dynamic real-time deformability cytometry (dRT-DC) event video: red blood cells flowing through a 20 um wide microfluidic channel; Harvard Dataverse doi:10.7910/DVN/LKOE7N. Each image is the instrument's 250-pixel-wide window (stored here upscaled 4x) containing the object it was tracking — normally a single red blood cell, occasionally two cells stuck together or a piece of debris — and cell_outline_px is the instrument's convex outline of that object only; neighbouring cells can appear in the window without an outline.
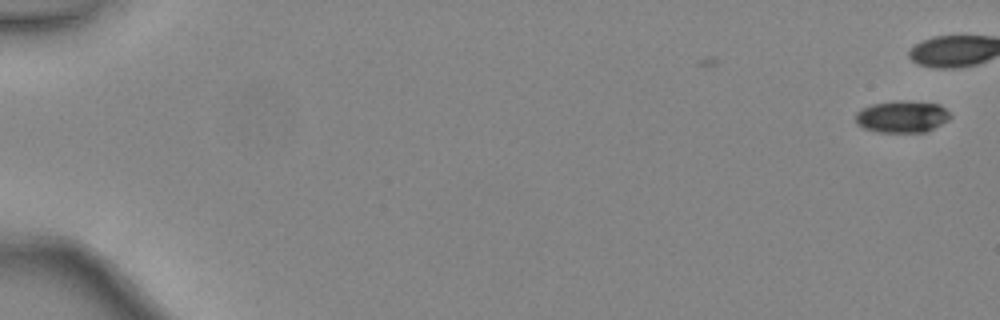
{"species": "common noctule bat (a hibernating species)", "species_latin": "Nyctalus noctula", "temperature_condition": "warm", "stored_images_in_passage": 12, "camera_frame_rate_fps": 3000, "um_per_image_px": 0.085, "animal": {"sex": "female", "body_mass_g": 24.6, "forearm_length_mm": 56.2}, "frame": {"image": 1, "passage_image": 1, "time_ms": 0.0, "image_size_px": [1000, 320], "cell_outline_px": [[952, 116], [948, 120], [924, 132], [876, 132], [864, 128], [856, 124], [856, 112], [872, 104], [900, 100], [940, 104]], "centroid_in_image_um": [76.66, 9.91], "position_along_channel_um": 8.3, "area_um2": 17.46}}